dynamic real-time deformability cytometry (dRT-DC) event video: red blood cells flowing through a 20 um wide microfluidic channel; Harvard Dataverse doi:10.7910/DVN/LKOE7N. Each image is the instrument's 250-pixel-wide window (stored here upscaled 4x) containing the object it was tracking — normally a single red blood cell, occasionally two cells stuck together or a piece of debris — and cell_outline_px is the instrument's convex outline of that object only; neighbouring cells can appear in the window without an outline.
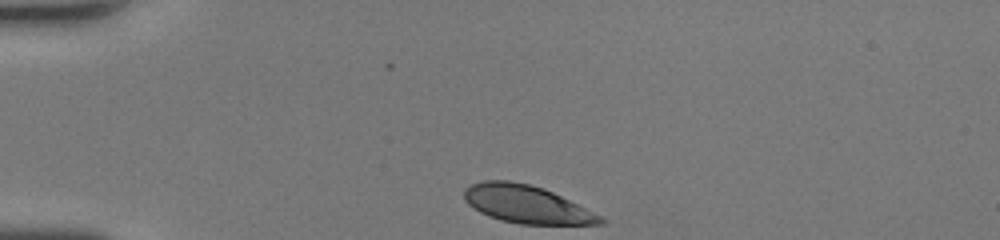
{"species": "human", "species_latin": "Homo sapiens", "temperature_condition": "room temperature", "stored_images_in_passage": 29, "camera_frame_rate_fps": 3000, "um_per_image_px": 0.085, "donor": {"sex": "female"}, "frame": {"image": 1, "passage_image": 1, "time_ms": 0.0, "image_size_px": [1000, 240], "cell_outline_px": [[608, 220], [604, 224], [520, 224], [500, 220], [488, 216], [480, 212], [468, 204], [464, 200], [464, 188], [472, 184], [484, 180], [508, 180], [528, 184], [544, 188]], "centroid_in_image_um": [44.71, 17.36], "position_along_channel_um": 40.3, "area_um2": 29.71}}
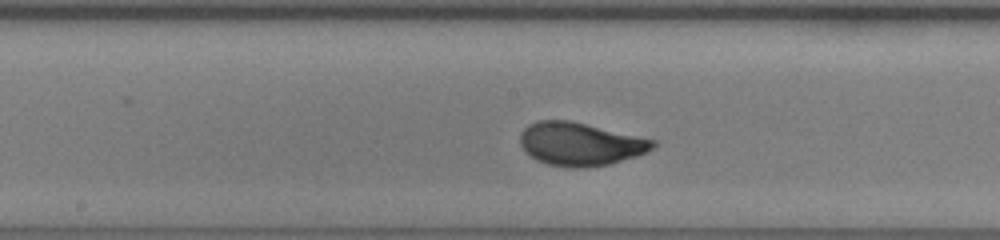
{"frame": {"image": 2, "passage_image": 15, "time_ms": 4.667, "image_size_px": [1000, 240], "cell_outline_px": [[656, 144], [652, 148], [636, 156], [608, 164], [572, 168], [548, 164], [536, 160], [520, 144], [520, 132], [528, 124], [540, 120], [568, 120], [656, 140]], "centroid_in_image_um": [49.29, 12.23], "position_along_channel_um": 198.9, "area_um2": 32.83}}
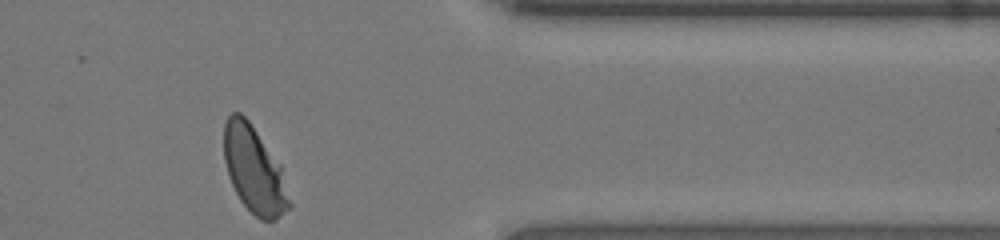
{"frame": {"image": 3, "passage_image": 29, "time_ms": 9.333, "image_size_px": [1000, 240], "cell_outline_px": [[292, 208], [276, 220], [260, 220], [240, 200], [228, 176], [224, 160], [224, 124], [228, 116], [232, 112], [240, 112], [248, 120], [280, 164], [292, 204]], "centroid_in_image_um": [21.62, 14.46], "position_along_channel_um": 389.8, "area_um2": 32.95}, "authors_computed_cell_mechanics": {"area_um2": 32.3102, "velocity_mm_per_s": 4.3956, "shape_relaxation_time_tau1_ms": 3.5242, "shape_relaxation_time_tau2_ms": null, "deformation_change_tau1": 0.1891, "deformation_change_tau2": null}}